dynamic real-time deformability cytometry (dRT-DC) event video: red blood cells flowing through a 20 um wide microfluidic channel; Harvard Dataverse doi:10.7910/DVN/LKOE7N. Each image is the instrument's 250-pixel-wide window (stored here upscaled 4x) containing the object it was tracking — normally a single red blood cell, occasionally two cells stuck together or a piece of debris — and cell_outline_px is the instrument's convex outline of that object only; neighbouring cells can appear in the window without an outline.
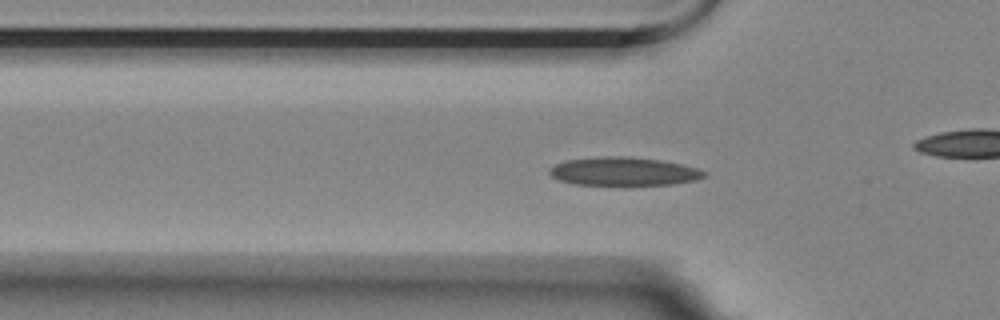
{"species": "Egyptian fruit bat (a non-hibernating species)", "species_latin": "Rousettus aegyptiacus", "temperature_condition": "room temperature", "stored_images_in_passage": 57, "camera_frame_rate_fps": 3000, "um_per_image_px": 0.085, "animal": {"sex": "female"}, "frame": {"image": 1, "passage_image": 17, "time_ms": 5.333, "image_size_px": [1000, 320], "cell_outline_px": [[708, 172], [704, 176], [696, 180], [676, 184], [576, 184], [560, 180], [552, 176], [548, 172], [548, 168], [556, 164], [568, 160], [600, 156], [632, 156], [664, 160], [696, 168]], "centroid_in_image_um": [53.03, 14.55], "position_along_channel_um": 72.8, "area_um2": 25.49}}
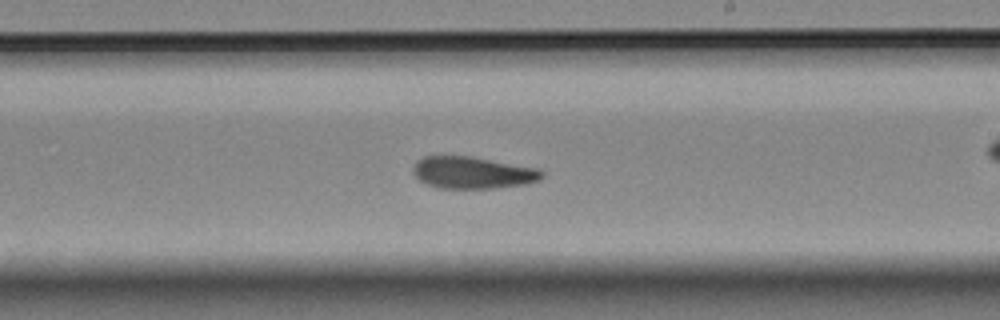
{"frame": {"image": 2, "passage_image": 32, "time_ms": 10.333, "image_size_px": [1000, 320], "cell_outline_px": [[544, 176], [540, 180], [524, 184], [496, 188], [440, 188], [428, 184], [420, 180], [412, 172], [412, 168], [416, 160], [424, 156], [468, 156], [540, 168], [544, 172]], "centroid_in_image_um": [40.19, 14.67], "position_along_channel_um": 248.8, "area_um2": 24.04}}
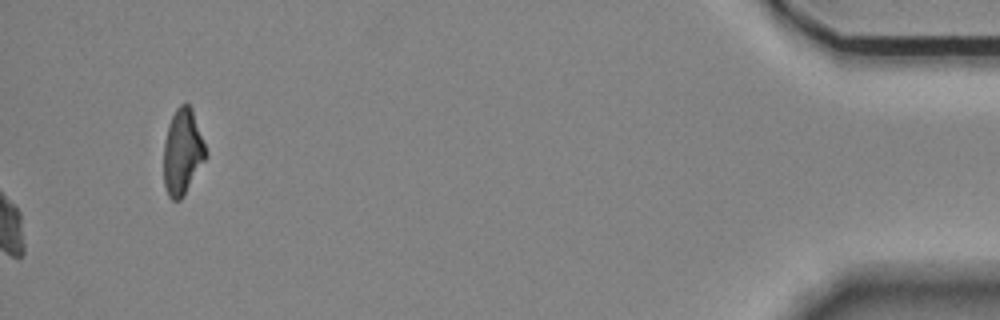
{"frame": {"image": 3, "passage_image": 57, "time_ms": 18.667, "image_size_px": [1000, 320], "cell_outline_px": [[208, 156], [180, 200], [172, 200], [168, 196], [164, 184], [164, 144], [168, 124], [176, 108], [180, 104], [188, 104], [192, 108], [208, 152]], "centroid_in_image_um": [15.53, 12.9], "position_along_channel_um": 419.7, "area_um2": 21.04}}